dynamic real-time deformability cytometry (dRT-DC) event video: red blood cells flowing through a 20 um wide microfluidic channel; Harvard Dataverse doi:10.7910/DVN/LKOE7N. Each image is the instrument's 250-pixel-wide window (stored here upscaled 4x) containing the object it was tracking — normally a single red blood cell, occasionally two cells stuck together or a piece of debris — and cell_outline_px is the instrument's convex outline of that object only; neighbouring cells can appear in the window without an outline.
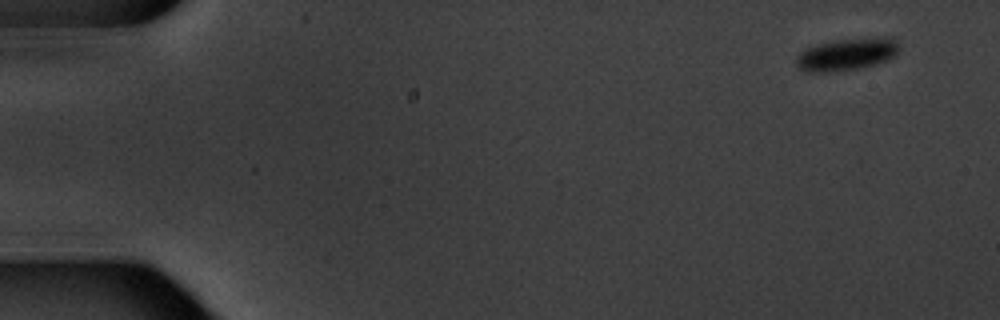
{"species": "common noctule bat (a hibernating species)", "species_latin": "Nyctalus noctula", "temperature_condition": "warm", "stored_images_in_passage": 6, "camera_frame_rate_fps": 3000, "um_per_image_px": 0.085, "animal": {"sex": "male", "body_mass_g": 20.1, "forearm_length_mm": 53.5}, "frame": {"image": 1, "passage_image": 1, "time_ms": 0.0, "image_size_px": [1000, 320], "cell_outline_px": [[900, 48], [896, 56], [888, 60], [876, 64], [856, 68], [832, 72], [804, 72], [796, 64], [796, 56], [804, 48], [816, 44], [836, 40], [884, 36], [896, 40]], "centroid_in_image_um": [71.98, 4.61], "position_along_channel_um": 13.0, "area_um2": 19.59}}
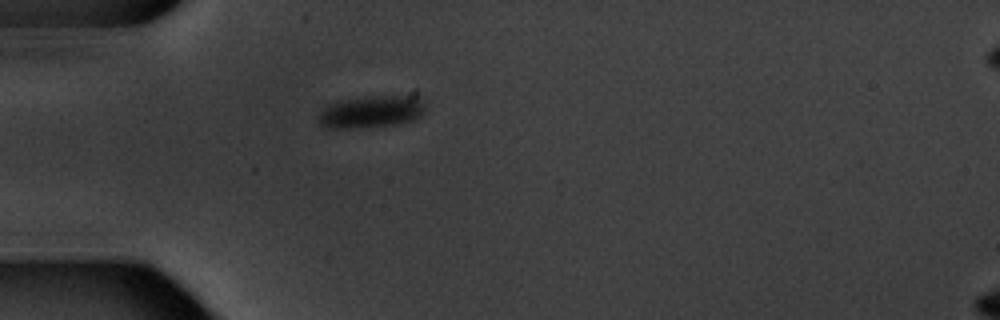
{"frame": {"image": 2, "passage_image": 5, "time_ms": 4.667, "image_size_px": [1000, 320], "cell_outline_px": [[428, 100], [424, 112], [416, 120], [396, 124], [360, 128], [320, 128], [316, 116], [328, 104], [340, 100], [368, 96], [412, 96]], "centroid_in_image_um": [31.55, 9.5], "position_along_channel_um": 53.4, "area_um2": 20.63}}